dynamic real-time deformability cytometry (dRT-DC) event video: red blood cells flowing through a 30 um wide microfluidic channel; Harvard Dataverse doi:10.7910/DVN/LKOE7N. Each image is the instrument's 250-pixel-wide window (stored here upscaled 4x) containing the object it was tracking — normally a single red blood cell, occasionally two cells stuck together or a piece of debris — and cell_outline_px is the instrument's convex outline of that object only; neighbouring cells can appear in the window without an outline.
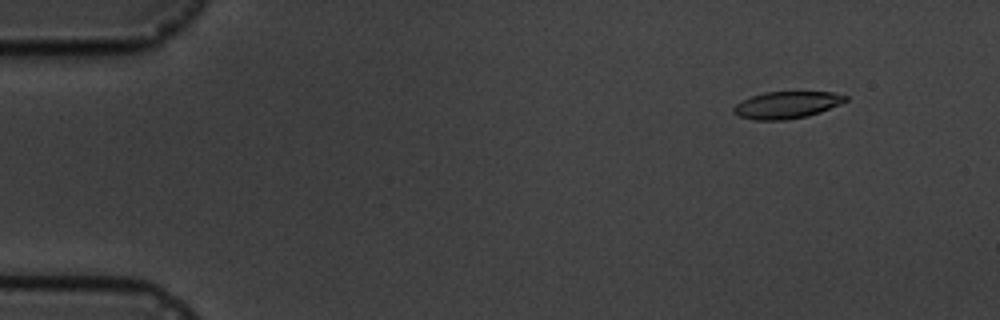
{"species": "common noctule bat (a hibernating species)", "species_latin": "Nyctalus noctula", "temperature_condition": "cold", "stored_images_in_passage": 4, "camera_frame_rate_fps": 3000, "um_per_image_px": 0.085, "animal": {"sex": "male", "body_mass_g": 19.5, "forearm_length_mm": 54.6}, "frame": {"image": 1, "passage_image": 1, "time_ms": 0.0, "image_size_px": [1000, 320], "cell_outline_px": [[848, 100], [840, 104], [820, 112], [808, 116], [784, 120], [752, 120], [740, 116], [732, 112], [732, 108], [736, 104], [752, 96], [764, 92], [832, 92], [848, 96]], "centroid_in_image_um": [66.87, 8.92], "position_along_channel_um": 18.1, "area_um2": 17.57}}
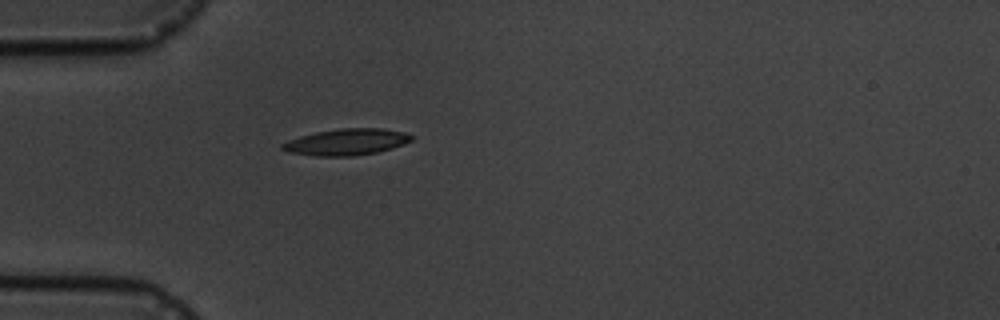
{"frame": {"image": 2, "passage_image": 4, "time_ms": 3.667, "image_size_px": [1000, 320], "cell_outline_px": [[416, 136], [412, 140], [404, 144], [392, 148], [376, 152], [352, 156], [316, 156], [292, 152], [280, 148], [280, 144], [288, 140], [300, 136], [316, 132], [340, 128], [380, 128], [404, 132]], "centroid_in_image_um": [29.48, 12.06], "position_along_channel_um": 55.5, "area_um2": 19.83}}